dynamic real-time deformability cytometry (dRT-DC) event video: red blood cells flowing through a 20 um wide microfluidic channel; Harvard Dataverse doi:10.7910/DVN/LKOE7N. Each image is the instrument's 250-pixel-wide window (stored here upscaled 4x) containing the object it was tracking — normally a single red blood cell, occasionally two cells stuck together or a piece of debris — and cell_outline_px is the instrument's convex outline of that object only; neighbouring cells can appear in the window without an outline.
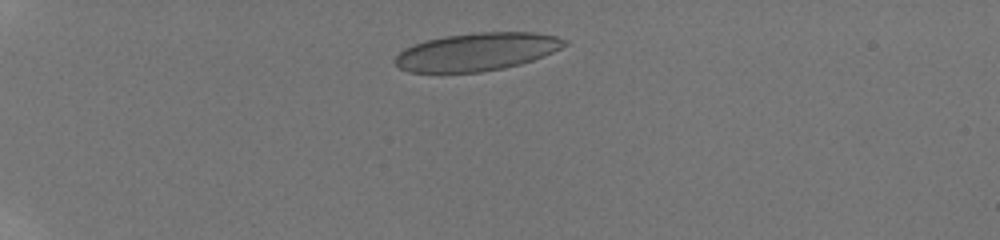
{"species": "human", "species_latin": "Homo sapiens", "temperature_condition": "room temperature", "stored_images_in_passage": 11, "camera_frame_rate_fps": 3000, "um_per_image_px": 0.085, "donor": {"sex": "male"}, "frame": {"image": 1, "passage_image": 4, "time_ms": 2.0, "image_size_px": [1000, 240], "cell_outline_px": [[568, 44], [544, 56], [520, 64], [504, 68], [480, 72], [408, 72], [400, 68], [392, 60], [404, 48], [412, 44], [424, 40], [444, 36], [476, 32], [536, 32], [556, 36], [568, 40]], "centroid_in_image_um": [40.52, 4.39], "position_along_channel_um": 44.5, "area_um2": 37.63}}
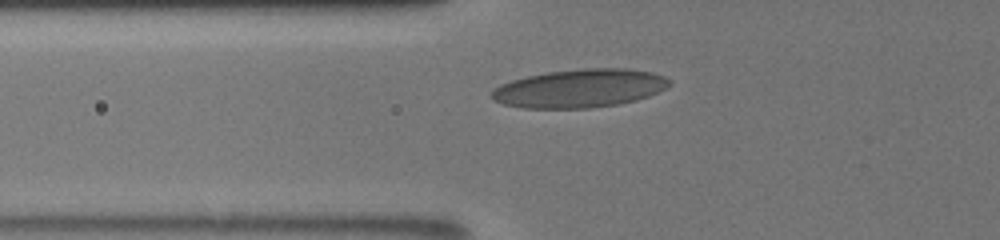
{"frame": {"image": 2, "passage_image": 8, "time_ms": 4.333, "image_size_px": [1000, 240], "cell_outline_px": [[672, 84], [648, 96], [636, 100], [616, 104], [588, 108], [524, 108], [504, 104], [492, 100], [488, 96], [500, 84], [524, 76], [548, 72], [584, 68], [628, 68], [652, 72], [664, 76], [672, 80]], "centroid_in_image_um": [49.26, 7.5], "position_along_channel_um": 76.5, "area_um2": 39.82}}
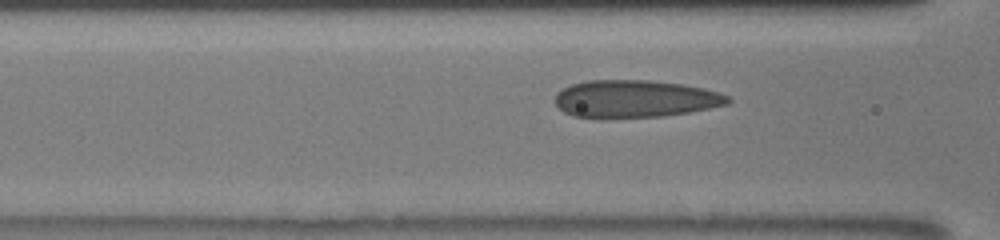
{"frame": {"image": 3, "passage_image": 10, "time_ms": 5.333, "image_size_px": [1000, 240], "cell_outline_px": [[732, 100], [728, 104], [688, 112], [664, 116], [572, 116], [564, 112], [556, 104], [556, 92], [572, 84], [588, 80], [648, 80], [684, 84], [704, 88], [720, 92], [728, 96]], "centroid_in_image_um": [54.03, 8.37], "position_along_channel_um": 112.6, "area_um2": 37.11}}